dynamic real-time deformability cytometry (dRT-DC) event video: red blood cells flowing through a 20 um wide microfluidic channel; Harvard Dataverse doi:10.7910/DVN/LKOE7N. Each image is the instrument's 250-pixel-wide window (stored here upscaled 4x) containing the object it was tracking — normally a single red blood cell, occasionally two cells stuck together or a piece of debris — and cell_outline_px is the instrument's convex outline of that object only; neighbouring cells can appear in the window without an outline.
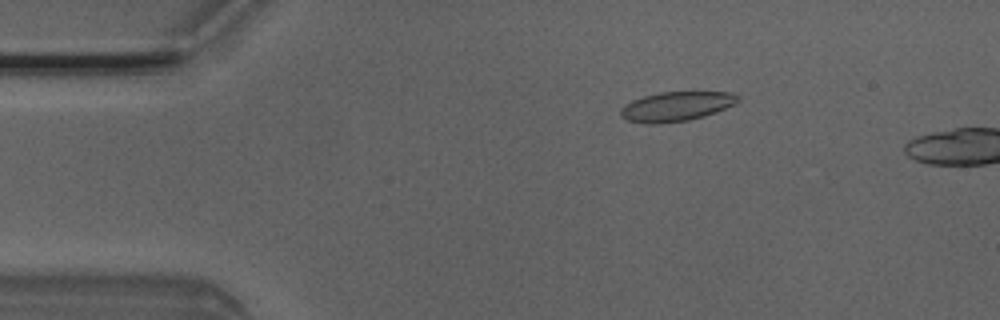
{"species": "Egyptian fruit bat (a non-hibernating species)", "species_latin": "Rousettus aegyptiacus", "temperature_condition": "room temperature", "stored_images_in_passage": 4, "camera_frame_rate_fps": 3000, "um_per_image_px": 0.085, "animal": {"sex": "male"}, "frame": {"image": 1, "passage_image": 3, "time_ms": 0.667, "image_size_px": [1000, 320], "cell_outline_px": [[740, 100], [736, 104], [716, 112], [704, 116], [688, 120], [656, 124], [644, 124], [628, 120], [620, 116], [620, 108], [624, 104], [632, 100], [644, 96], [660, 92], [732, 92], [740, 96]], "centroid_in_image_um": [57.49, 9.04], "position_along_channel_um": 27.5, "area_um2": 20.35}}